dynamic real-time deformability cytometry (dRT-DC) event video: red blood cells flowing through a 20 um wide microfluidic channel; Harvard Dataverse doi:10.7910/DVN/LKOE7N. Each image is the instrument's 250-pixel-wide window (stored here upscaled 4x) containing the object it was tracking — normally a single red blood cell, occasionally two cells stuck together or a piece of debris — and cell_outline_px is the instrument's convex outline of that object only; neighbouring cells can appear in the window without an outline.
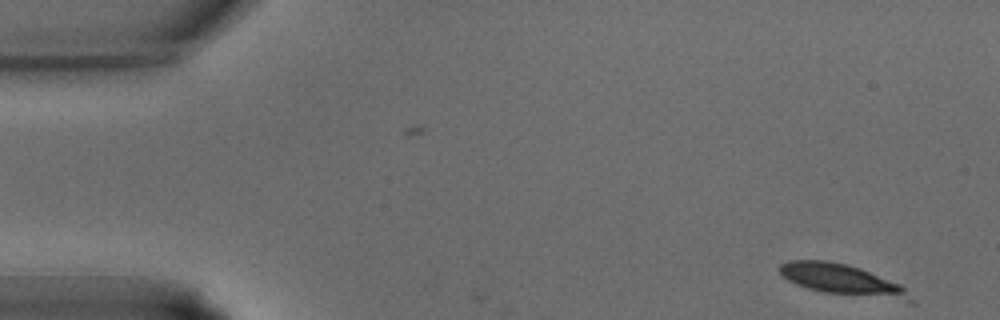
{"species": "common noctule bat (a hibernating species)", "species_latin": "Nyctalus noctula", "temperature_condition": "warm", "stored_images_in_passage": 2, "camera_frame_rate_fps": 3000, "um_per_image_px": 0.085, "animal": {"sex": "male", "body_mass_g": 15.6}, "frame": {"image": 1, "passage_image": 2, "time_ms": 0.333, "image_size_px": [1000, 320], "cell_outline_px": [[916, 304], [908, 304], [824, 292], [808, 288], [796, 284], [788, 280], [776, 268], [780, 264], [788, 260], [828, 260], [848, 264], [860, 268], [900, 284], [916, 300]], "centroid_in_image_um": [71.72, 23.84], "position_along_channel_um": 13.3, "area_um2": 24.39}}